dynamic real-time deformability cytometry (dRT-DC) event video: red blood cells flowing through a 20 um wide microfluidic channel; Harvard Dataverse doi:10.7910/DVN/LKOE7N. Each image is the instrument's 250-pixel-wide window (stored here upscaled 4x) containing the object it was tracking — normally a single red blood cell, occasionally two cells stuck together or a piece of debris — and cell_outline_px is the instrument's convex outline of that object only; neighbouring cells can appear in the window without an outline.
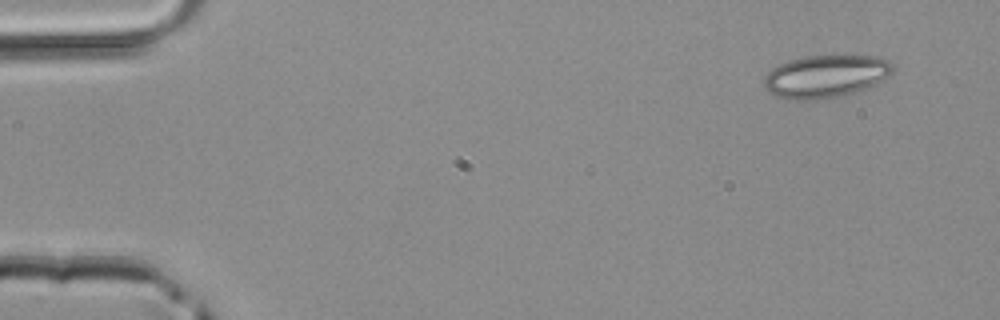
{"species": "common noctule bat (a hibernating species)", "species_latin": "Nyctalus noctula", "temperature_condition": "room temperature", "stored_images_in_passage": 3, "camera_frame_rate_fps": 3000, "um_per_image_px": 0.085, "animal": {"sex": "male", "body_mass_g": 20.4}, "frame": {"image": 1, "passage_image": 1, "time_ms": 0.0, "image_size_px": [1000, 320], "cell_outline_px": [[896, 68], [888, 76], [876, 84], [860, 92], [816, 100], [796, 100], [776, 96], [768, 92], [764, 88], [764, 76], [772, 68], [788, 60], [808, 56], [832, 52], [844, 52], [876, 56], [888, 60]], "centroid_in_image_um": [70.24, 6.43], "position_along_channel_um": 14.8, "area_um2": 33.41}}
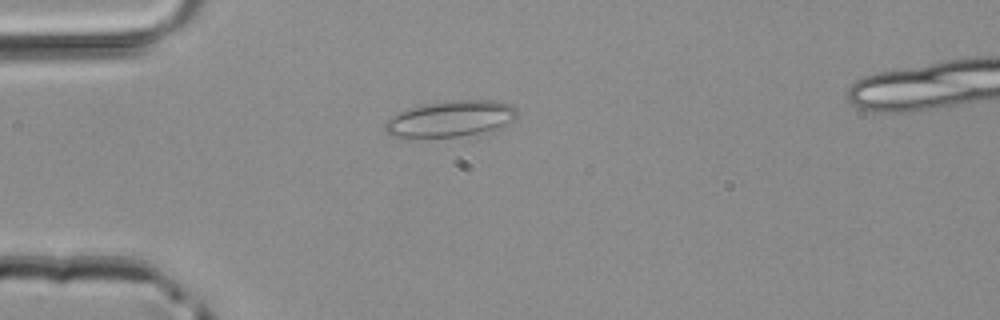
{"frame": {"image": 2, "passage_image": 3, "time_ms": 0.667, "image_size_px": [1000, 320], "cell_outline_px": [[516, 116], [512, 120], [496, 128], [460, 136], [392, 136], [384, 128], [384, 124], [392, 116], [408, 108], [424, 104], [452, 100], [496, 100], [512, 104], [516, 108]], "centroid_in_image_um": [38.31, 10.06], "position_along_channel_um": 46.7, "area_um2": 27.11}}